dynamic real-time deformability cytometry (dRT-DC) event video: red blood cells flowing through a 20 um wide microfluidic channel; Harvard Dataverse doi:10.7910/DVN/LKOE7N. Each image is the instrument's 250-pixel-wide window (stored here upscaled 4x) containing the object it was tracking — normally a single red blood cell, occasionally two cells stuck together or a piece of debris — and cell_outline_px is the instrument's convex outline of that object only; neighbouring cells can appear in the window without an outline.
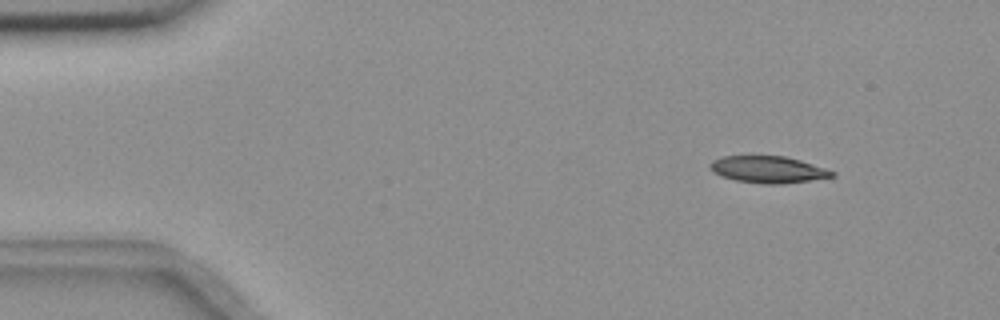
{"species": "common noctule bat (a hibernating species)", "species_latin": "Nyctalus noctula", "temperature_condition": "room temperature", "stored_images_in_passage": 6, "segment_of_instrument_passage": [1, 2], "camera_frame_rate_fps": 3000, "um_per_image_px": 0.085, "animal": {"sex": "female", "body_mass_g": 18.4}, "frame": {"image": 1, "passage_image": 2, "time_ms": 0.333, "image_size_px": [1000, 320], "cell_outline_px": [[836, 176], [780, 184], [764, 184], [736, 180], [720, 176], [712, 172], [708, 168], [708, 164], [712, 160], [724, 156], [784, 156], [800, 160], [836, 172]], "centroid_in_image_um": [65.23, 14.4], "position_along_channel_um": 19.8, "area_um2": 19.02}}